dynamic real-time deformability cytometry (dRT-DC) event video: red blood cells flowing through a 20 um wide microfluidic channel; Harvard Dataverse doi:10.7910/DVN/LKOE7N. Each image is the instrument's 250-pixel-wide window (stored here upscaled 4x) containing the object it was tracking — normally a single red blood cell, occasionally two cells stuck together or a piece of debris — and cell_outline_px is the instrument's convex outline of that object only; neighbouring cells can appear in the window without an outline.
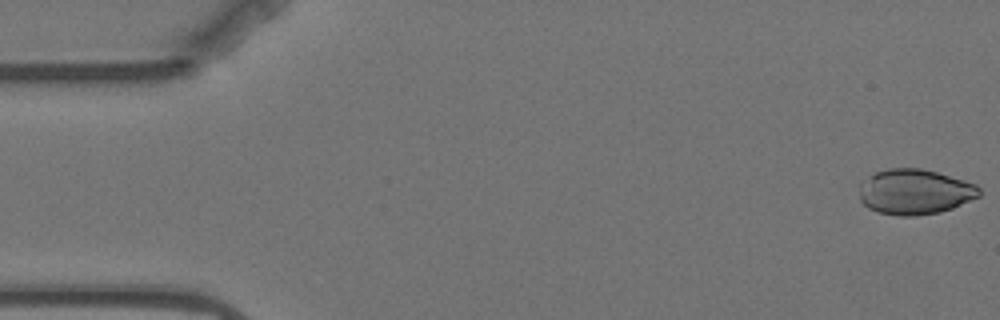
{"species": "Egyptian fruit bat (a non-hibernating species)", "species_latin": "Rousettus aegyptiacus", "temperature_condition": "warm", "stored_images_in_passage": 5, "camera_frame_rate_fps": 3000, "um_per_image_px": 0.085, "animal": {"sex": "female"}, "frame": {"image": 1, "passage_image": 1, "time_ms": 0.0, "image_size_px": [1000, 320], "cell_outline_px": [[980, 196], [952, 208], [940, 212], [916, 216], [900, 216], [876, 212], [868, 208], [860, 200], [860, 184], [868, 176], [876, 172], [888, 168], [920, 168], [936, 172], [964, 180], [976, 184], [980, 188]], "centroid_in_image_um": [77.75, 16.31], "position_along_channel_um": 7.3, "area_um2": 31.73}}